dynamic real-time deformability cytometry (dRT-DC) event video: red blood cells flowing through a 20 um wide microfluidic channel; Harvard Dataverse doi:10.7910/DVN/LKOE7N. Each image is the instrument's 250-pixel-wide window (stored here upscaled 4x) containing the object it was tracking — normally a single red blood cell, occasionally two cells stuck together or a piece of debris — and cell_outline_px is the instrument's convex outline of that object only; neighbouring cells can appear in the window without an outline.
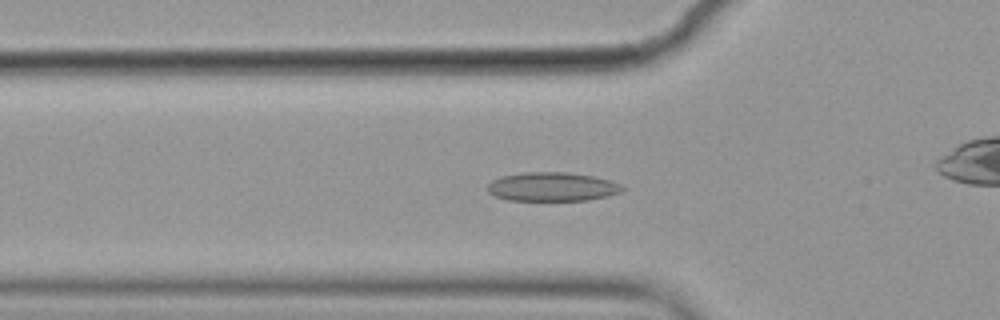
{"species": "common noctule bat (a hibernating species)", "species_latin": "Nyctalus noctula", "temperature_condition": "cold", "stored_images_in_passage": 49, "camera_frame_rate_fps": 3000, "um_per_image_px": 0.085, "animal": {"sex": "female", "body_mass_g": 19.9}, "frame": {"image": 1, "passage_image": 18, "time_ms": 5.667, "image_size_px": [1000, 320], "cell_outline_px": [[624, 188], [620, 192], [608, 196], [588, 200], [508, 200], [496, 196], [488, 192], [488, 184], [492, 180], [500, 176], [524, 172], [568, 172], [592, 176], [608, 180], [620, 184]], "centroid_in_image_um": [46.91, 15.87], "position_along_channel_um": 78.9, "area_um2": 22.6}}
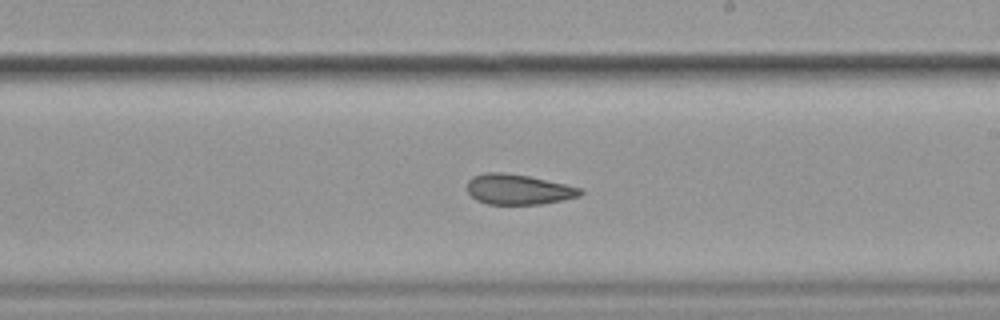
{"frame": {"image": 2, "passage_image": 32, "time_ms": 10.333, "image_size_px": [1000, 320], "cell_outline_px": [[584, 192], [580, 196], [564, 200], [544, 204], [488, 204], [476, 200], [468, 192], [468, 180], [472, 176], [484, 172], [504, 172], [528, 176], [564, 184], [580, 188]], "centroid_in_image_um": [44.05, 16.1], "position_along_channel_um": 245.0, "area_um2": 20.0}}
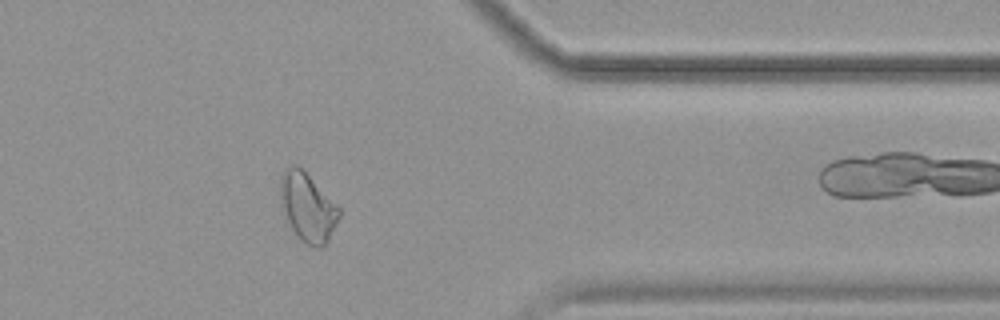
{"frame": {"image": 3, "passage_image": 45, "time_ms": 14.667, "image_size_px": [1000, 320], "cell_outline_px": [[340, 216], [328, 240], [320, 248], [316, 248], [300, 240], [292, 228], [288, 220], [284, 208], [280, 188], [280, 176], [292, 164], [296, 164], [340, 208]], "centroid_in_image_um": [26.17, 17.63], "position_along_channel_um": 385.2, "area_um2": 22.54}, "authors_computed_cell_mechanics": {"area_um2": 21.964, "velocity_mm_per_s": 3.5534, "shape_relaxation_time_tau1_ms": 9.2184, "shape_relaxation_time_tau2_ms": 2.5681, "deformation_change_tau1": 0.167, "deformation_change_tau2": 0.0706}}